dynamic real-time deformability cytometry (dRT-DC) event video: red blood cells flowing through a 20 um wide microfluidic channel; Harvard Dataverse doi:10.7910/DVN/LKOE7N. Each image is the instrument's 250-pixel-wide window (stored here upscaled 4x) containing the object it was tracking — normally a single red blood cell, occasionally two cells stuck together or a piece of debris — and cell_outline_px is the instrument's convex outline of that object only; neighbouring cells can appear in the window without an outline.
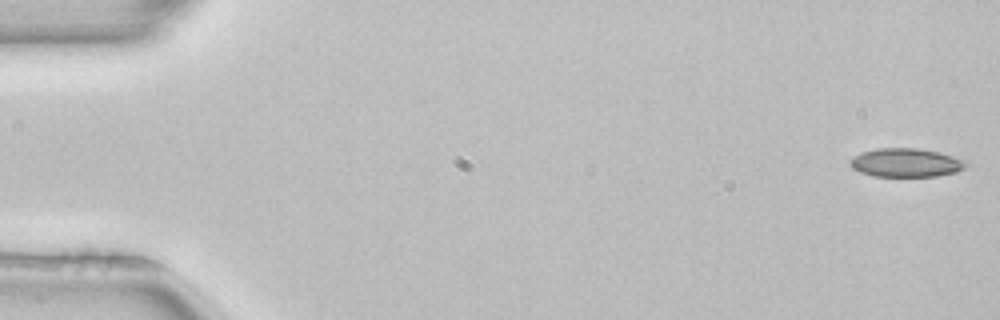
{"species": "common noctule bat (a hibernating species)", "species_latin": "Nyctalus noctula", "temperature_condition": "room temperature", "stored_images_in_passage": 52, "camera_frame_rate_fps": 3000, "um_per_image_px": 0.085, "animal": {"sex": "female", "body_mass_g": 22.7, "forearm_length_mm": 54.2}, "frame": {"image": 1, "passage_image": 1, "time_ms": 0.0, "image_size_px": [1000, 320], "cell_outline_px": [[968, 164], [964, 168], [956, 172], [936, 176], [872, 176], [860, 172], [852, 168], [848, 164], [848, 160], [852, 156], [860, 152], [876, 148], [916, 148], [936, 152], [968, 160]], "centroid_in_image_um": [76.95, 13.82], "position_along_channel_um": 8.0, "area_um2": 19.54}}
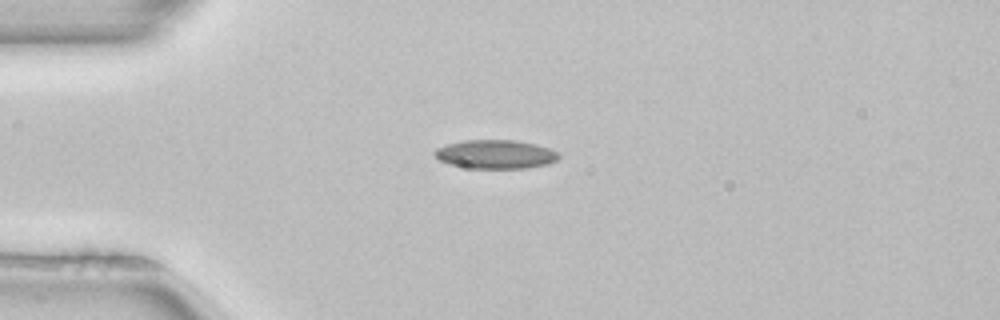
{"frame": {"image": 2, "passage_image": 13, "time_ms": 4.0, "image_size_px": [1000, 320], "cell_outline_px": [[560, 156], [556, 160], [548, 164], [528, 168], [468, 168], [448, 164], [440, 160], [432, 152], [436, 148], [448, 144], [464, 140], [516, 140], [536, 144], [548, 148], [556, 152]], "centroid_in_image_um": [42.1, 13.11], "position_along_channel_um": 42.9, "area_um2": 20.81}}
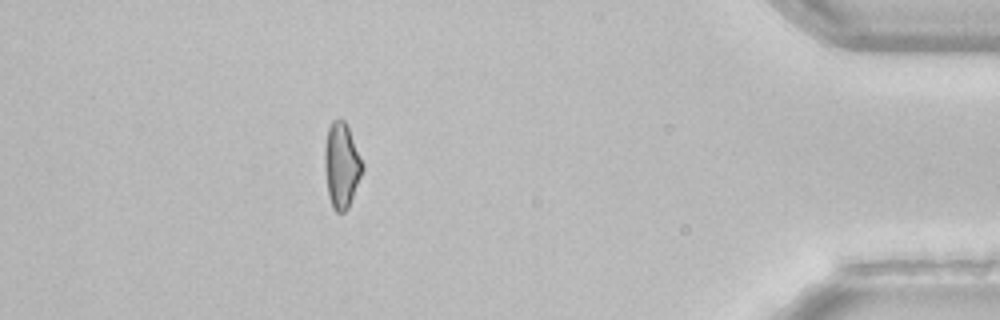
{"frame": {"image": 3, "passage_image": 46, "time_ms": 15.0, "image_size_px": [1000, 320], "cell_outline_px": [[364, 168], [348, 208], [344, 212], [336, 212], [332, 208], [328, 196], [324, 168], [324, 148], [328, 128], [332, 120], [344, 120], [348, 128], [364, 164]], "centroid_in_image_um": [29.02, 14.08], "position_along_channel_um": 406.2, "area_um2": 18.79}, "authors_computed_cell_mechanics": {"area_um2": 19.5364, "velocity_mm_per_s": 3.9786, "shape_relaxation_time_tau1_ms": null, "shape_relaxation_time_tau2_ms": 3.0661, "deformation_change_tau1": null, "deformation_change_tau2": 0.0775}}